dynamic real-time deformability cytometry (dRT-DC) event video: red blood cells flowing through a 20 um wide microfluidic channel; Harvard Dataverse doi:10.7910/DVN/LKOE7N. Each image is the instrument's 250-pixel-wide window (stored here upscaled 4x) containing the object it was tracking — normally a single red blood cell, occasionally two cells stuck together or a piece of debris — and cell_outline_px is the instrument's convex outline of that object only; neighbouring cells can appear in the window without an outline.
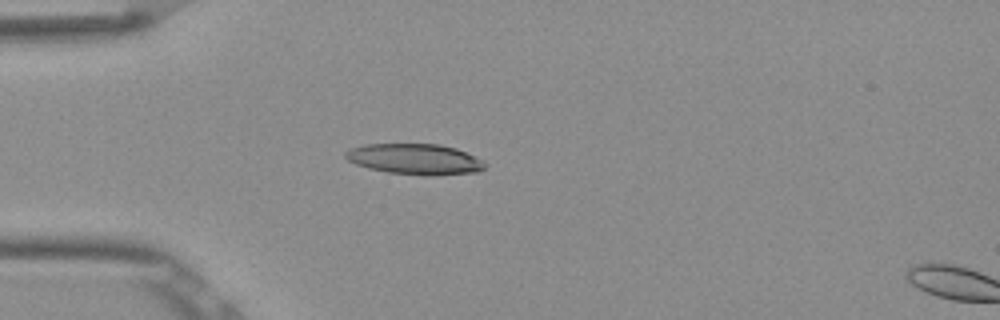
{"species": "Egyptian fruit bat (a non-hibernating species)", "species_latin": "Rousettus aegyptiacus", "temperature_condition": "room temperature", "stored_images_in_passage": 39, "camera_frame_rate_fps": 3000, "um_per_image_px": 0.085, "frame": {"image": 1, "passage_image": 1, "time_ms": 0.0, "image_size_px": [1000, 320], "cell_outline_px": [[488, 164], [480, 172], [432, 176], [424, 176], [388, 172], [368, 168], [356, 164], [348, 160], [344, 156], [344, 152], [352, 148], [364, 144], [440, 144], [456, 148]], "centroid_in_image_um": [35.27, 13.54], "position_along_channel_um": 49.7, "area_um2": 25.03}}
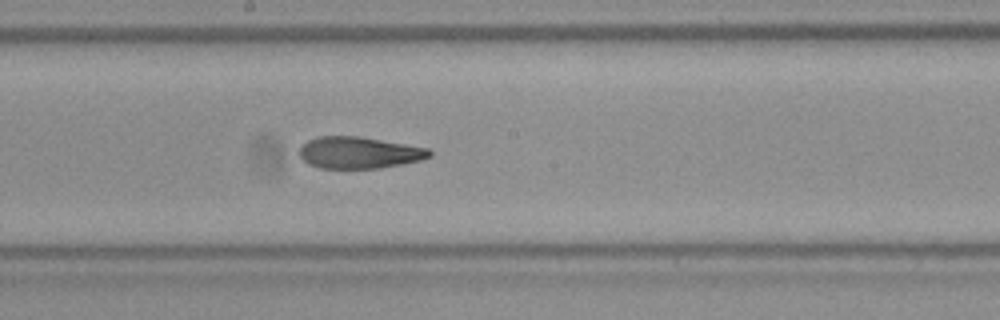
{"frame": {"image": 2, "passage_image": 15, "time_ms": 4.667, "image_size_px": [1000, 320], "cell_outline_px": [[432, 156], [420, 160], [404, 164], [380, 168], [320, 168], [308, 164], [300, 156], [300, 144], [316, 136], [360, 136], [428, 148], [432, 152]], "centroid_in_image_um": [30.51, 12.97], "position_along_channel_um": 217.7, "area_um2": 24.16}}
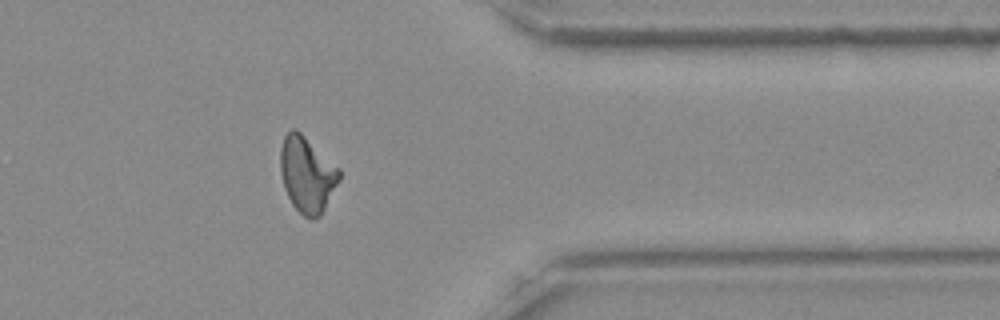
{"frame": {"image": 3, "passage_image": 29, "time_ms": 9.333, "image_size_px": [1000, 320], "cell_outline_px": [[340, 180], [320, 216], [312, 220], [308, 220], [292, 204], [284, 188], [280, 172], [280, 148], [284, 136], [292, 128], [296, 128], [340, 168]], "centroid_in_image_um": [26.1, 14.83], "position_along_channel_um": 385.3, "area_um2": 26.13}, "authors_computed_cell_mechanics": {"area_um2": 24.854, "velocity_mm_per_s": 3.8685, "shape_relaxation_time_tau1_ms": null, "shape_relaxation_time_tau2_ms": 3.3348, "deformation_change_tau1": null, "deformation_change_tau2": 0.1267}}